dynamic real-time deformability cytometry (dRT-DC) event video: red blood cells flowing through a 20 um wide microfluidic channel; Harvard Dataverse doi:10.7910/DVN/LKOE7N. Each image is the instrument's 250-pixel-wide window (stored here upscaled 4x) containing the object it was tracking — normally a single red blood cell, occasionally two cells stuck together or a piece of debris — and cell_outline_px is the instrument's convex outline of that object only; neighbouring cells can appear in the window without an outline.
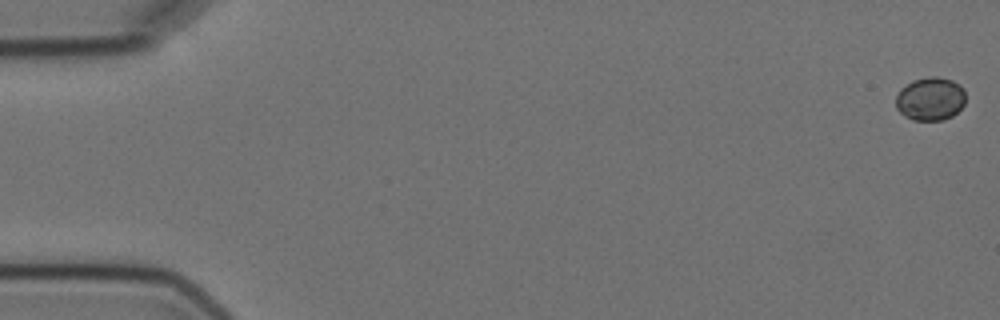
{"species": "Egyptian fruit bat (a non-hibernating species)", "species_latin": "Rousettus aegyptiacus", "temperature_condition": "cold", "stored_images_in_passage": 5, "camera_frame_rate_fps": 3000, "um_per_image_px": 0.085, "animal": {"sex": "female"}, "frame": {"image": 1, "passage_image": 1, "time_ms": 0.0, "image_size_px": [1000, 320], "cell_outline_px": [[964, 104], [952, 116], [944, 120], [912, 120], [904, 116], [896, 108], [896, 96], [900, 88], [912, 80], [928, 76], [936, 76], [952, 80], [960, 84], [964, 88]], "centroid_in_image_um": [79.06, 8.39], "position_along_channel_um": 5.9, "area_um2": 17.8}}